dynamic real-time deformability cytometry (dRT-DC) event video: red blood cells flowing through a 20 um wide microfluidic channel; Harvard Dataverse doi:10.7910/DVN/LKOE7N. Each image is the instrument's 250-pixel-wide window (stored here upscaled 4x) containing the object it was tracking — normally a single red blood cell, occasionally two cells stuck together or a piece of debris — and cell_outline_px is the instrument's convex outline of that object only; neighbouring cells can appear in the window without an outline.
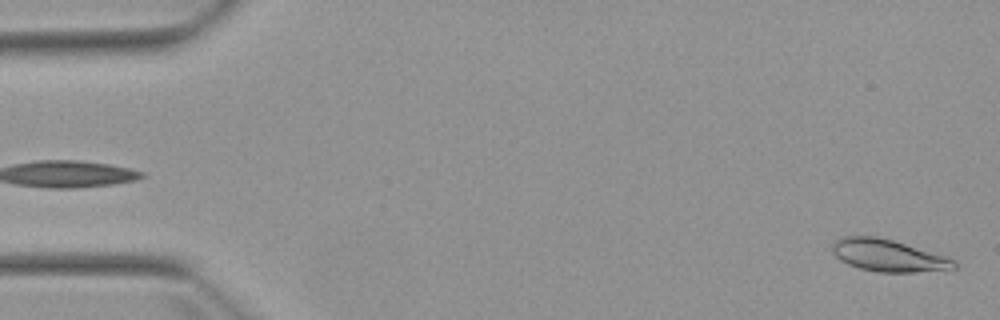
{"species": "Egyptian fruit bat (a non-hibernating species)", "species_latin": "Rousettus aegyptiacus", "temperature_condition": "warm", "stored_images_in_passage": 3, "segment_of_instrument_passage": [2, 2], "camera_frame_rate_fps": 3000, "um_per_image_px": 0.085, "animal": {"sex": "female"}, "frame": {"image": 1, "passage_image": 3, "time_ms": 2.333, "image_size_px": [1000, 320], "cell_outline_px": [[956, 268], [912, 272], [876, 272], [860, 268], [848, 264], [840, 260], [832, 252], [832, 240], [840, 236], [876, 236], [892, 240], [944, 256], [956, 260]], "centroid_in_image_um": [75.42, 21.7], "position_along_channel_um": 9.6, "area_um2": 22.6}}